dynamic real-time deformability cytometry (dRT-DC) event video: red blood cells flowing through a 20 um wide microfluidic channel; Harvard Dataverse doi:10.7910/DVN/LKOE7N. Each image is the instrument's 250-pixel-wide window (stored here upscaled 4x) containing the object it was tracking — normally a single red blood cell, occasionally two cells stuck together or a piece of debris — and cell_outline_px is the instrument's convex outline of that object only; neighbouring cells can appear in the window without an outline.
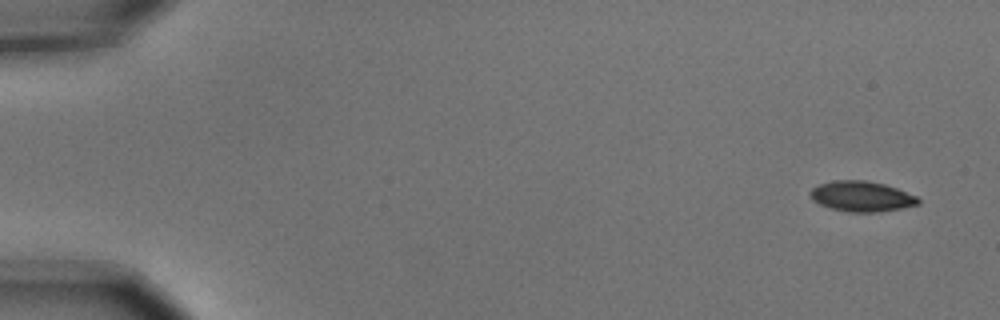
{"species": "common noctule bat (a hibernating species)", "species_latin": "Nyctalus noctula", "temperature_condition": "cold", "stored_images_in_passage": 5, "camera_frame_rate_fps": 3000, "um_per_image_px": 0.085, "animal": {"sex": "male", "body_mass_g": 15.6}, "frame": {"image": 1, "passage_image": 1, "time_ms": 0.0, "image_size_px": [1000, 320], "cell_outline_px": [[920, 204], [904, 208], [876, 212], [848, 212], [832, 208], [820, 204], [812, 200], [808, 196], [808, 192], [812, 188], [820, 184], [832, 180], [864, 180], [884, 184], [896, 188], [916, 196], [920, 200]], "centroid_in_image_um": [73.21, 16.69], "position_along_channel_um": 11.8, "area_um2": 19.19}}